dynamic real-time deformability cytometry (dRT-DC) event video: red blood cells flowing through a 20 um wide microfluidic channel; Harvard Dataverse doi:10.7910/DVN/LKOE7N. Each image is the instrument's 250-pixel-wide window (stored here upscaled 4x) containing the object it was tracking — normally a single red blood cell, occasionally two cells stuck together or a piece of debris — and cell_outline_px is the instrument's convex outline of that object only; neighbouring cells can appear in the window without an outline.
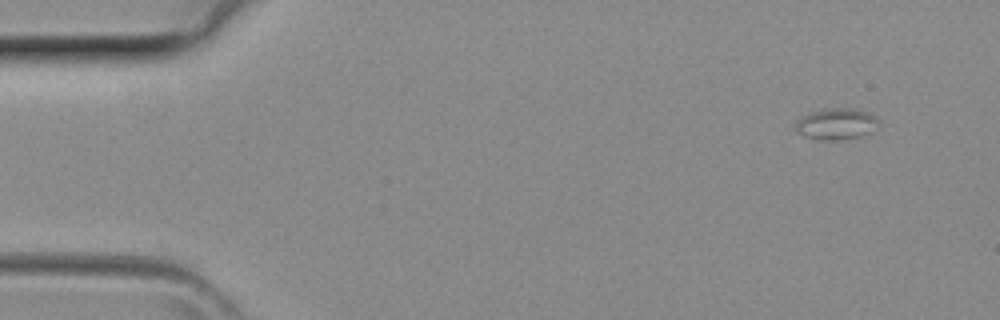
{"species": "common noctule bat (a hibernating species)", "species_latin": "Nyctalus noctula", "temperature_condition": "room temperature", "stored_images_in_passage": 4, "camera_frame_rate_fps": 3000, "um_per_image_px": 0.085, "animal": {"sex": "female", "body_mass_g": 29.2, "forearm_length_mm": 56.3}, "frame": {"image": 1, "passage_image": 4, "time_ms": 1.0, "image_size_px": [1000, 320], "cell_outline_px": [[880, 120], [868, 132], [860, 136], [840, 140], [820, 140], [804, 136], [796, 132], [796, 120], [808, 112], [836, 108], [848, 108], [868, 112], [876, 116]], "centroid_in_image_um": [71.03, 10.53], "position_along_channel_um": 14.0, "area_um2": 14.97}}